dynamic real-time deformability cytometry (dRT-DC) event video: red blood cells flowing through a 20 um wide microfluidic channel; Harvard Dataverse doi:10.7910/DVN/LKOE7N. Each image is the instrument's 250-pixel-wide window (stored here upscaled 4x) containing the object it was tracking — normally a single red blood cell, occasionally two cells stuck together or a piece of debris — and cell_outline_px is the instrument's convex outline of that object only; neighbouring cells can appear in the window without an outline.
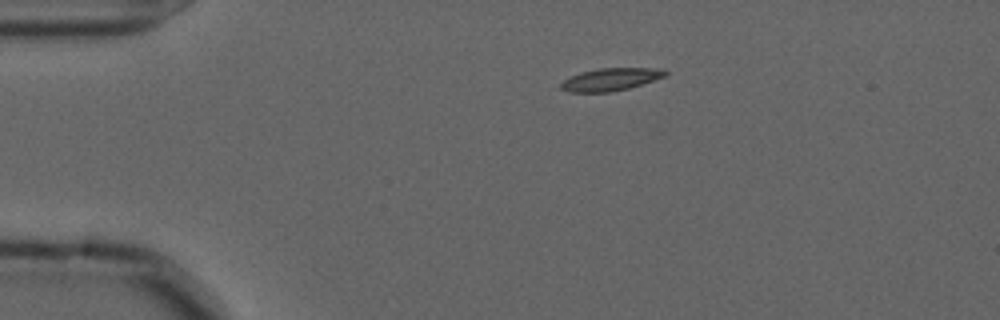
{"species": "common noctule bat (a hibernating species)", "species_latin": "Nyctalus noctula", "temperature_condition": "cold", "stored_images_in_passage": 14, "camera_frame_rate_fps": 3000, "um_per_image_px": 0.085, "animal": {"sex": "male", "forearm_length_mm": 52.5}, "frame": {"image": 1, "passage_image": 1, "time_ms": 0.0, "image_size_px": [1000, 320], "cell_outline_px": [[668, 72], [664, 76], [628, 88], [608, 92], [572, 92], [560, 88], [560, 84], [564, 80], [580, 72], [596, 68], [664, 68]], "centroid_in_image_um": [51.89, 6.73], "position_along_channel_um": 33.1, "area_um2": 13.53}}
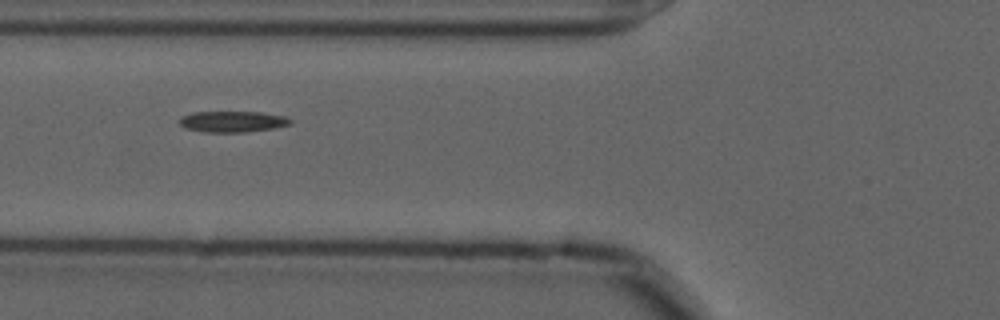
{"frame": {"image": 2, "passage_image": 11, "time_ms": 3.333, "image_size_px": [1000, 320], "cell_outline_px": [[292, 124], [276, 128], [244, 132], [204, 132], [184, 128], [180, 124], [180, 116], [192, 112], [260, 112], [284, 116], [292, 120]], "centroid_in_image_um": [19.76, 10.34], "position_along_channel_um": 106.0, "area_um2": 13.7}}
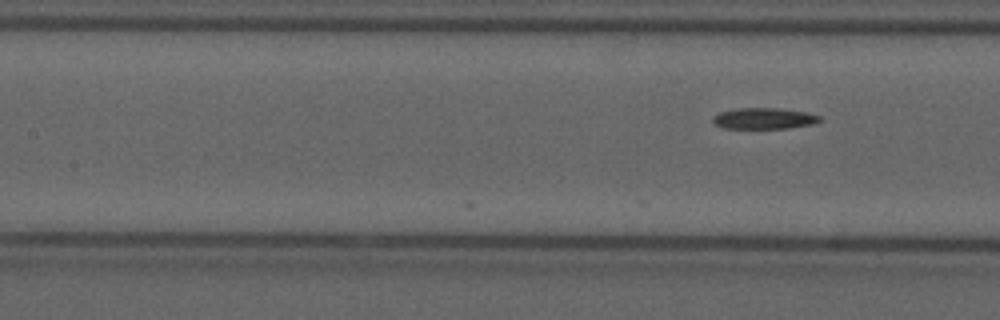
{"frame": {"image": 3, "passage_image": 14, "time_ms": 4.333, "image_size_px": [1000, 320], "cell_outline_px": [[820, 120], [812, 124], [788, 128], [724, 128], [716, 124], [712, 120], [712, 116], [720, 112], [736, 108], [776, 108], [804, 112], [820, 116]], "centroid_in_image_um": [64.89, 10.06], "position_along_channel_um": 142.5, "area_um2": 12.95}}